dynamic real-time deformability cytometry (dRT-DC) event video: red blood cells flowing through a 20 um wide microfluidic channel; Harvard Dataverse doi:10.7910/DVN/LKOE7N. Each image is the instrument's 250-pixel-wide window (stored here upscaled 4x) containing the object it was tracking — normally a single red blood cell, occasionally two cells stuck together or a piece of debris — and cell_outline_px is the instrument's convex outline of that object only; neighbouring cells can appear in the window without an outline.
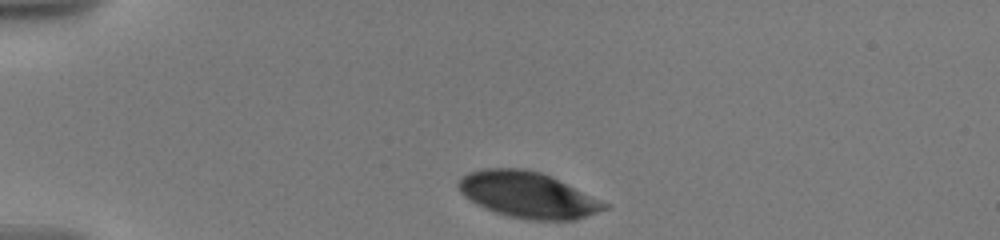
{"species": "human", "species_latin": "Homo sapiens", "temperature_condition": "warm", "stored_images_in_passage": 11, "camera_frame_rate_fps": 3000, "um_per_image_px": 0.085, "donor": {"sex": "male"}, "frame": {"image": 1, "passage_image": 1, "time_ms": 0.0, "image_size_px": [1000, 240], "cell_outline_px": [[612, 208], [576, 220], [532, 220], [508, 216], [484, 208], [476, 204], [464, 196], [460, 192], [456, 184], [468, 172], [484, 168], [524, 168], [540, 172], [552, 176], [608, 204]], "centroid_in_image_um": [44.88, 16.56], "position_along_channel_um": 40.1, "area_um2": 39.25}}
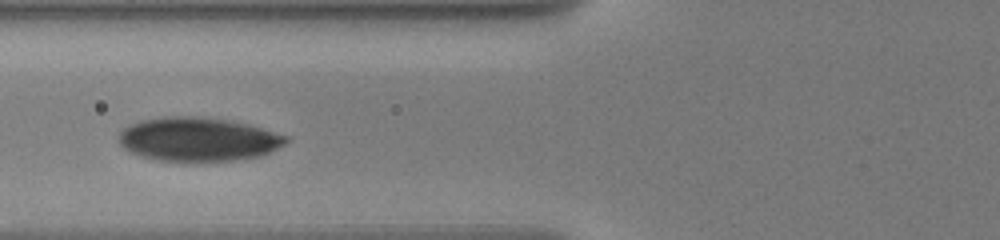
{"frame": {"image": 2, "passage_image": 8, "time_ms": 3.333, "image_size_px": [1000, 240], "cell_outline_px": [[288, 140], [284, 144], [260, 156], [236, 160], [156, 160], [140, 156], [124, 148], [120, 144], [120, 132], [124, 128], [140, 120], [164, 116], [196, 116], [228, 120], [248, 124], [288, 136]], "centroid_in_image_um": [16.83, 11.82], "position_along_channel_um": 109.0, "area_um2": 42.19}}
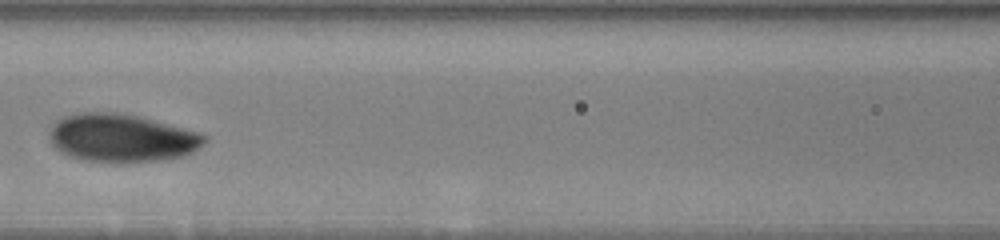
{"frame": {"image": 3, "passage_image": 10, "time_ms": 4.667, "image_size_px": [1000, 240], "cell_outline_px": [[208, 140], [192, 152], [184, 156], [156, 160], [124, 164], [112, 164], [80, 160], [68, 156], [56, 148], [52, 144], [48, 136], [48, 132], [56, 120], [64, 116], [80, 112], [120, 112], [140, 116], [200, 132], [208, 136]], "centroid_in_image_um": [10.32, 11.74], "position_along_channel_um": 156.3, "area_um2": 44.39}}